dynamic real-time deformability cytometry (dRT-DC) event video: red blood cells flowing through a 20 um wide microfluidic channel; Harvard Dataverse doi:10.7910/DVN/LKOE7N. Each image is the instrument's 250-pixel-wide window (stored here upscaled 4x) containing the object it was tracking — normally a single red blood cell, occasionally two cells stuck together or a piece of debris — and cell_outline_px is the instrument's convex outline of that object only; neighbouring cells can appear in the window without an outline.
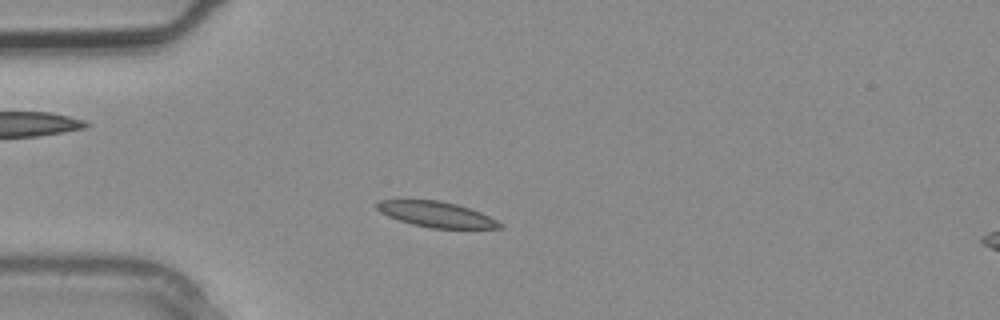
{"species": "common noctule bat (a hibernating species)", "species_latin": "Nyctalus noctula", "temperature_condition": "warm", "stored_images_in_passage": 1, "camera_frame_rate_fps": 3000, "um_per_image_px": 0.085, "animal": {"sex": "male", "body_mass_g": 20.4}, "frame": {"image": 1, "passage_image": 1, "time_ms": 0.0, "image_size_px": [1000, 320], "cell_outline_px": [[504, 228], [432, 228], [412, 224], [388, 216], [380, 212], [376, 208], [376, 200], [440, 200], [456, 204], [480, 212], [504, 224]], "centroid_in_image_um": [37.08, 18.22], "position_along_channel_um": 47.9, "area_um2": 18.15}}